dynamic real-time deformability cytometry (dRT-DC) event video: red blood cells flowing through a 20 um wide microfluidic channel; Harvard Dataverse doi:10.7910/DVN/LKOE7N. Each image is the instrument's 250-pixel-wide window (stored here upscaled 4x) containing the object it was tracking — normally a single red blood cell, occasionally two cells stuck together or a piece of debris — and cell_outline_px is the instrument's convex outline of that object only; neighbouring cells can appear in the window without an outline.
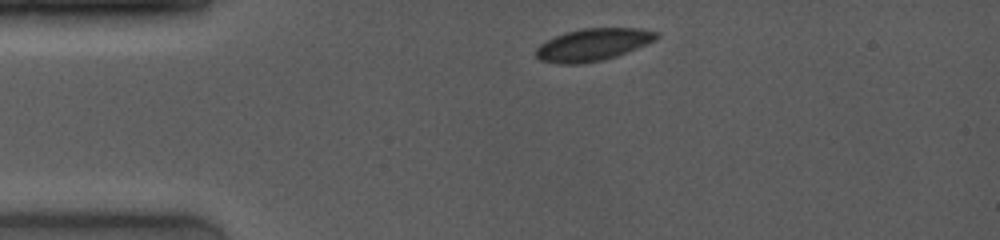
{"species": "common noctule bat (a hibernating species)", "species_latin": "Nyctalus noctula", "temperature_condition": "room temperature", "stored_images_in_passage": 9, "camera_frame_rate_fps": 4000, "um_per_image_px": 0.085, "animal": {"sex": "female", "body_mass_g": 19.0, "forearm_length_mm": 53.3}, "frame": {"image": 1, "passage_image": 1, "time_ms": 0.0, "image_size_px": [1000, 240], "cell_outline_px": [[660, 36], [656, 40], [616, 56], [600, 60], [580, 64], [560, 64], [540, 60], [536, 56], [536, 48], [540, 44], [556, 36], [568, 32], [584, 28], [640, 28], [660, 32]], "centroid_in_image_um": [50.43, 3.79], "position_along_channel_um": 34.6, "area_um2": 22.48}}
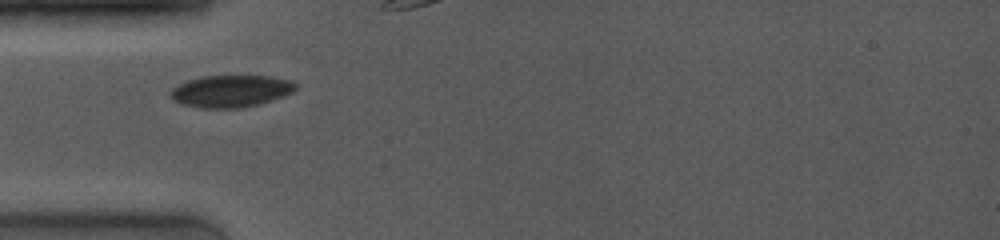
{"frame": {"image": 2, "passage_image": 3, "time_ms": 1.75, "image_size_px": [1000, 240], "cell_outline_px": [[296, 88], [292, 92], [284, 96], [260, 104], [244, 108], [200, 108], [180, 104], [172, 100], [168, 92], [172, 88], [188, 80], [204, 76], [268, 76], [292, 80], [296, 84]], "centroid_in_image_um": [19.6, 7.76], "position_along_channel_um": 65.4, "area_um2": 23.58}}